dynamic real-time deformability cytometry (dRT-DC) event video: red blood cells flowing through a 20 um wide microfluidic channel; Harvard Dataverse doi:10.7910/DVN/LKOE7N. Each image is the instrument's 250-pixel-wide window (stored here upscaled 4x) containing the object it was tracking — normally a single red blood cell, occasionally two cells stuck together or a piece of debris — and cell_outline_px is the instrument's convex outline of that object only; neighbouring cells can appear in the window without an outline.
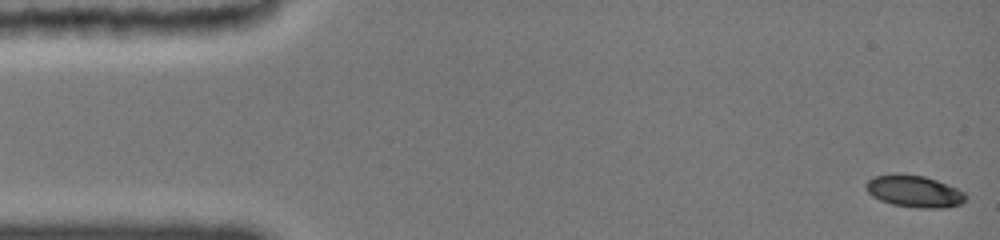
{"species": "common noctule bat (a hibernating species)", "species_latin": "Nyctalus noctula", "temperature_condition": "cold", "stored_images_in_passage": 9, "camera_frame_rate_fps": 3000, "um_per_image_px": 0.085, "animal": {"sex": "female", "body_mass_g": 19.0, "forearm_length_mm": 51.5}, "frame": {"image": 1, "passage_image": 1, "time_ms": 0.0, "image_size_px": [1000, 240], "cell_outline_px": [[968, 196], [960, 204], [944, 208], [920, 208], [892, 204], [880, 200], [872, 196], [864, 188], [864, 184], [872, 176], [892, 172], [896, 172], [924, 176], [936, 180], [956, 188], [964, 192]], "centroid_in_image_um": [77.65, 16.23], "position_along_channel_um": 7.4, "area_um2": 18.84}}
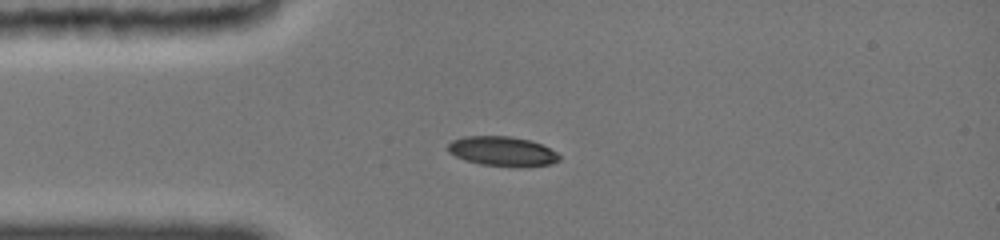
{"frame": {"image": 2, "passage_image": 7, "time_ms": 3.667, "image_size_px": [1000, 240], "cell_outline_px": [[560, 160], [552, 164], [528, 168], [516, 168], [480, 164], [464, 160], [448, 152], [448, 144], [452, 140], [468, 136], [508, 136], [528, 140], [540, 144], [556, 152], [560, 156]], "centroid_in_image_um": [42.72, 12.89], "position_along_channel_um": 42.3, "area_um2": 19.48}}
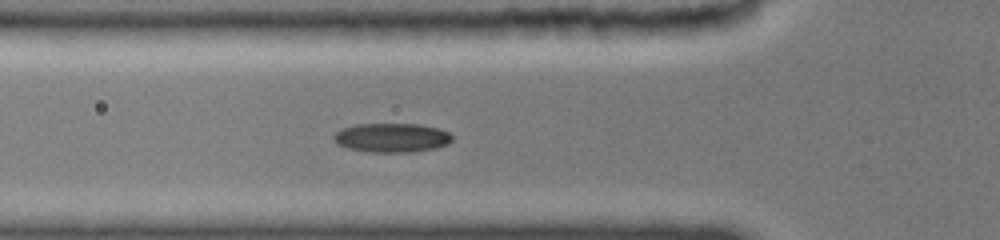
{"frame": {"image": 3, "passage_image": 9, "time_ms": 5.333, "image_size_px": [1000, 240], "cell_outline_px": [[452, 140], [448, 144], [436, 148], [412, 152], [372, 152], [348, 148], [336, 144], [332, 136], [336, 132], [344, 128], [356, 124], [416, 124], [436, 128], [448, 132], [452, 136]], "centroid_in_image_um": [33.29, 11.71], "position_along_channel_um": 92.5, "area_um2": 20.0}}